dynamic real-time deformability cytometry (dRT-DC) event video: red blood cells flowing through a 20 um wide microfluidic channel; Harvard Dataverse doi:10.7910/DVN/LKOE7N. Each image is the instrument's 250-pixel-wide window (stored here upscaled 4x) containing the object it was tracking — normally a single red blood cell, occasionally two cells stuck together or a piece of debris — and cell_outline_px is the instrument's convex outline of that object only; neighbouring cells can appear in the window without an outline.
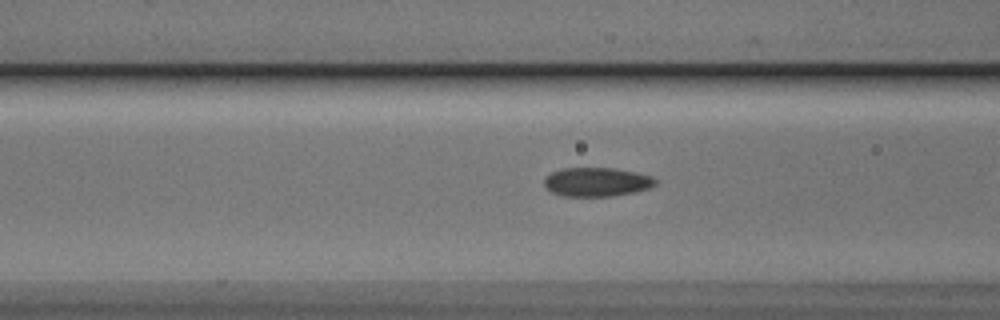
{"species": "Egyptian fruit bat (a non-hibernating species)", "species_latin": "Rousettus aegyptiacus", "temperature_condition": "cold", "stored_images_in_passage": 7, "camera_frame_rate_fps": 3000, "um_per_image_px": 0.085, "animal": {"sex": "male"}, "frame": {"image": 1, "passage_image": 5, "time_ms": 1.333, "image_size_px": [1000, 320], "cell_outline_px": [[656, 184], [648, 188], [636, 192], [612, 196], [564, 196], [552, 192], [544, 188], [544, 180], [552, 172], [564, 168], [612, 168], [652, 176], [656, 180]], "centroid_in_image_um": [50.7, 15.48], "position_along_channel_um": 115.9, "area_um2": 18.61}}